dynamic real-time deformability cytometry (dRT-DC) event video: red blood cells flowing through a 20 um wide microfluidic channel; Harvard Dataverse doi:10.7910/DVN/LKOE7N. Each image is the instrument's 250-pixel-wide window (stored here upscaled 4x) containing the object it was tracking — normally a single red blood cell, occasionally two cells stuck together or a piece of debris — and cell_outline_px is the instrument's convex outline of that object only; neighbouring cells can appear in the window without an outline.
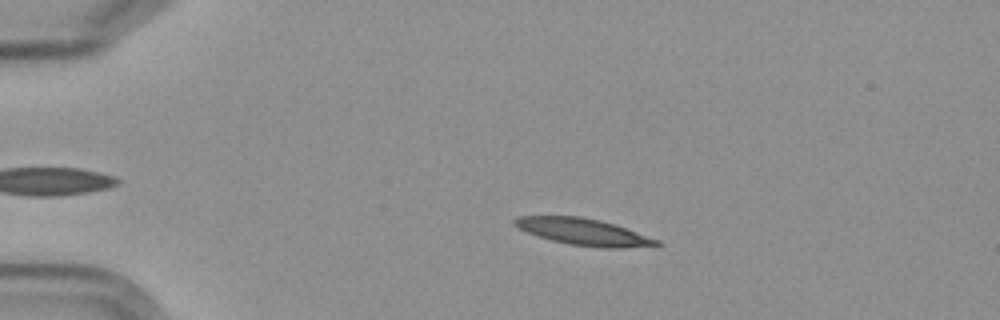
{"species": "Egyptian fruit bat (a non-hibernating species)", "species_latin": "Rousettus aegyptiacus", "temperature_condition": "cold", "stored_images_in_passage": 7, "camera_frame_rate_fps": 3000, "um_per_image_px": 0.085, "frame": {"image": 1, "passage_image": 3, "time_ms": 2.667, "image_size_px": [1000, 320], "cell_outline_px": [[664, 244], [624, 248], [604, 248], [568, 244], [552, 240], [528, 232], [512, 224], [512, 220], [516, 216], [580, 216], [600, 220], [660, 240]], "centroid_in_image_um": [49.58, 19.7], "position_along_channel_um": 35.4, "area_um2": 21.79}}
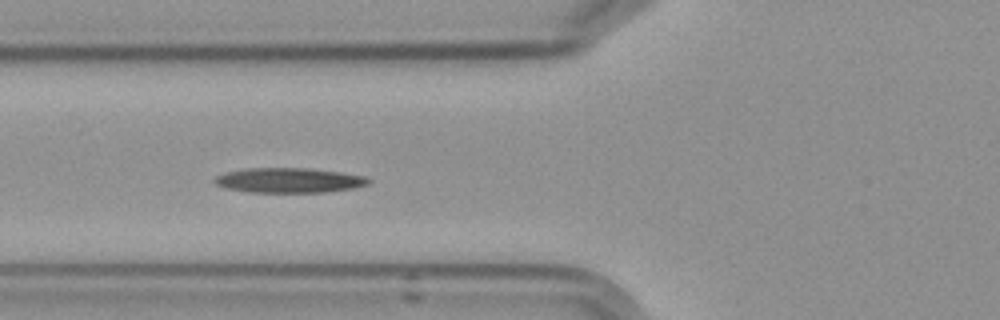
{"frame": {"image": 2, "passage_image": 6, "time_ms": 6.0, "image_size_px": [1000, 320], "cell_outline_px": [[372, 180], [368, 184], [352, 188], [328, 192], [248, 192], [224, 188], [216, 184], [212, 180], [216, 176], [224, 172], [248, 168], [308, 168], [340, 172], [364, 176]], "centroid_in_image_um": [24.53, 15.32], "position_along_channel_um": 101.3, "area_um2": 22.37}}
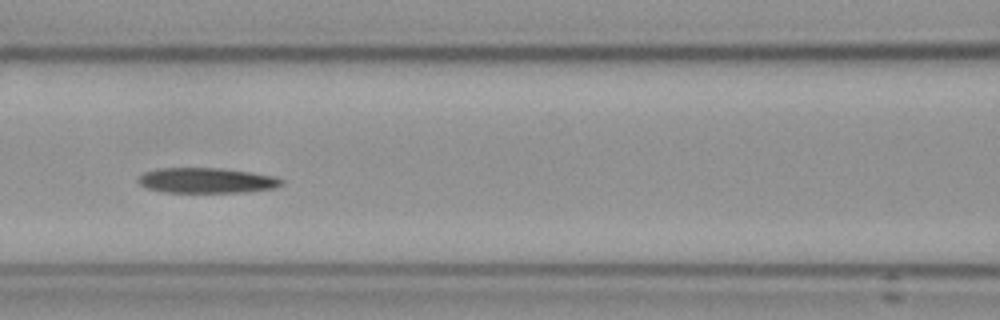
{"frame": {"image": 3, "passage_image": 7, "time_ms": 7.333, "image_size_px": [1000, 320], "cell_outline_px": [[284, 184], [276, 188], [244, 192], [160, 192], [144, 188], [136, 180], [144, 172], [160, 168], [216, 168], [252, 172], [276, 176], [284, 180]], "centroid_in_image_um": [17.57, 15.34], "position_along_channel_um": 149.0, "area_um2": 21.33}}